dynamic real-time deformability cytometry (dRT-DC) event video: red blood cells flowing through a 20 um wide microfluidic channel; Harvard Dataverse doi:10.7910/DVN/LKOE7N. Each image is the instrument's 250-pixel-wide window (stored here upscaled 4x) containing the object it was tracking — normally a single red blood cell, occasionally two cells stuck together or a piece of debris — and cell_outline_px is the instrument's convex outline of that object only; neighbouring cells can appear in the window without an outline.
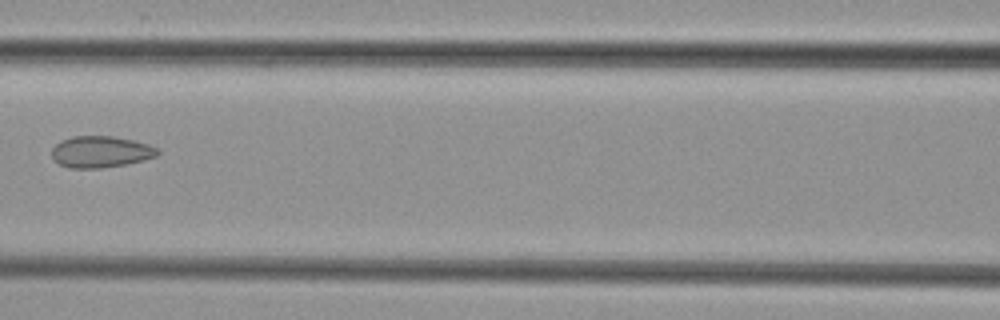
{"species": "common noctule bat (a hibernating species)", "species_latin": "Nyctalus noctula", "temperature_condition": "cold", "stored_images_in_passage": 7, "camera_frame_rate_fps": 3000, "um_per_image_px": 0.085, "animal": {"sex": "female", "body_mass_g": 29.2, "forearm_length_mm": 56.3}, "frame": {"image": 1, "passage_image": 6, "time_ms": 7.333, "image_size_px": [1000, 320], "cell_outline_px": [[160, 152], [156, 156], [124, 164], [100, 168], [68, 168], [60, 164], [52, 156], [52, 148], [56, 144], [72, 136], [112, 136], [132, 140], [148, 144], [156, 148]], "centroid_in_image_um": [8.54, 12.9], "position_along_channel_um": 158.1, "area_um2": 19.07}}
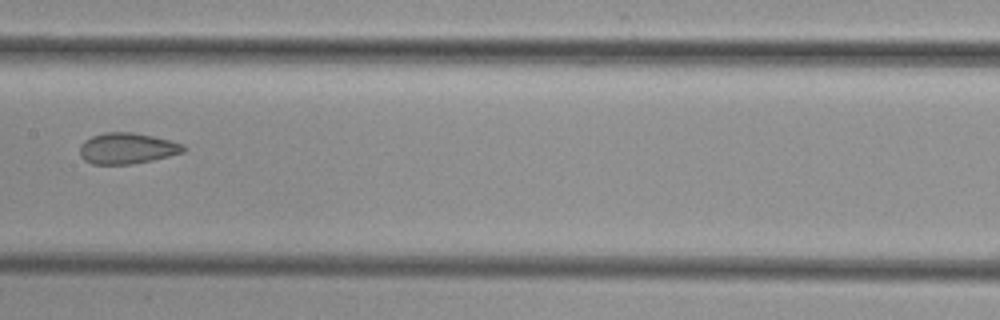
{"frame": {"image": 2, "passage_image": 7, "time_ms": 8.333, "image_size_px": [1000, 320], "cell_outline_px": [[188, 148], [184, 152], [152, 160], [132, 164], [92, 164], [84, 160], [80, 156], [80, 144], [84, 140], [92, 136], [104, 132], [132, 132], [152, 136], [184, 144]], "centroid_in_image_um": [10.79, 12.61], "position_along_channel_um": 196.6, "area_um2": 18.79}}